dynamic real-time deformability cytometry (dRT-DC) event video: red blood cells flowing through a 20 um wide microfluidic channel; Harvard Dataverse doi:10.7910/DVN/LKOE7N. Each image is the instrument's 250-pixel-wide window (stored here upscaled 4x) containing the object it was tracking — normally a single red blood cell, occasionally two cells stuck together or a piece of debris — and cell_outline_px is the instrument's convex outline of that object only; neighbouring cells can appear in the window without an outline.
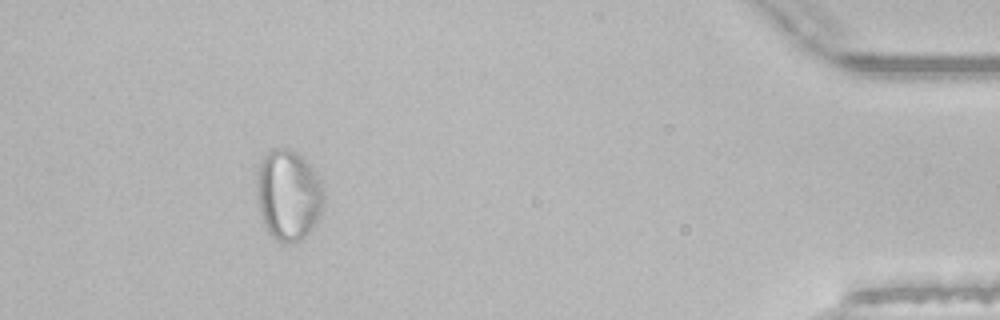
{"species": "common noctule bat (a hibernating species)", "species_latin": "Nyctalus noctula", "temperature_condition": "room temperature", "stored_images_in_passage": 49, "segment_of_instrument_passage": [2, 2], "camera_frame_rate_fps": 3000, "um_per_image_px": 0.085, "animal": {"sex": "male", "body_mass_g": 21.5, "forearm_length_mm": 52.0}, "frame": {"image": 1, "passage_image": 45, "time_ms": 14.667, "image_size_px": [1000, 320], "cell_outline_px": [[324, 200], [320, 212], [316, 220], [308, 232], [300, 240], [276, 240], [268, 232], [260, 212], [256, 192], [256, 184], [260, 164], [268, 152], [272, 148], [288, 148], [296, 152], [316, 172], [324, 188]], "centroid_in_image_um": [24.51, 16.53], "position_along_channel_um": 410.7, "area_um2": 34.74}}